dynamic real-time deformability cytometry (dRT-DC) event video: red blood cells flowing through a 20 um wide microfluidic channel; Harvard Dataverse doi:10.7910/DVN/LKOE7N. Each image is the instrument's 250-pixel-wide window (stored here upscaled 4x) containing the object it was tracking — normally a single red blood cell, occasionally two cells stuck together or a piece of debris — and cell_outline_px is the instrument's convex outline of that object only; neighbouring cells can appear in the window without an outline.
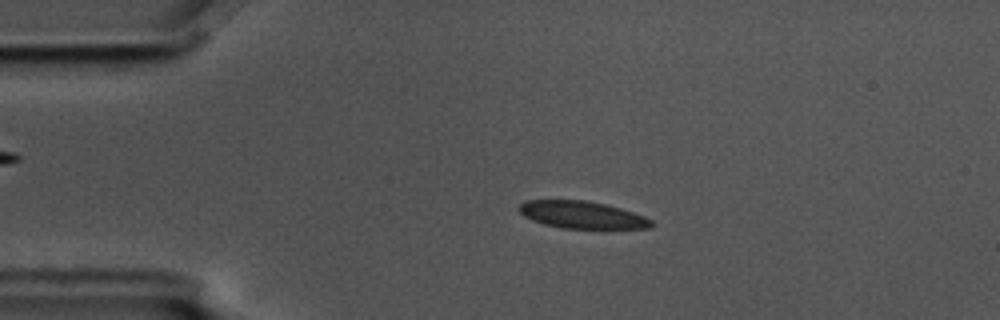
{"species": "common noctule bat (a hibernating species)", "species_latin": "Nyctalus noctula", "temperature_condition": "cold", "stored_images_in_passage": 41, "camera_frame_rate_fps": 3000, "um_per_image_px": 0.085, "animal": {"sex": "male", "body_mass_g": 17.5, "forearm_length_mm": 52.3}, "frame": {"image": 1, "passage_image": 11, "time_ms": 3.333, "image_size_px": [1000, 320], "cell_outline_px": [[656, 224], [652, 228], [560, 228], [544, 224], [532, 220], [524, 216], [516, 208], [524, 200], [584, 200], [608, 204], [644, 216], [652, 220]], "centroid_in_image_um": [49.47, 18.25], "position_along_channel_um": 35.5, "area_um2": 21.15}}
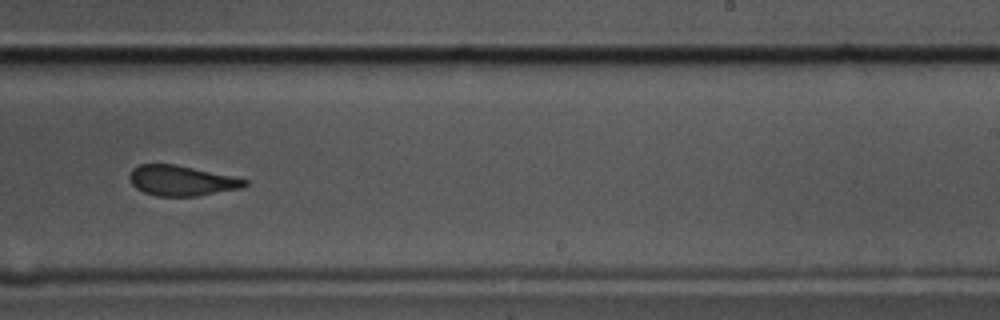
{"frame": {"image": 2, "passage_image": 34, "time_ms": 11.0, "image_size_px": [1000, 320], "cell_outline_px": [[248, 184], [240, 188], [196, 196], [156, 196], [144, 192], [136, 188], [132, 184], [128, 176], [132, 168], [140, 164], [176, 164], [232, 176], [248, 180]], "centroid_in_image_um": [15.39, 15.35], "position_along_channel_um": 273.6, "area_um2": 20.23}}
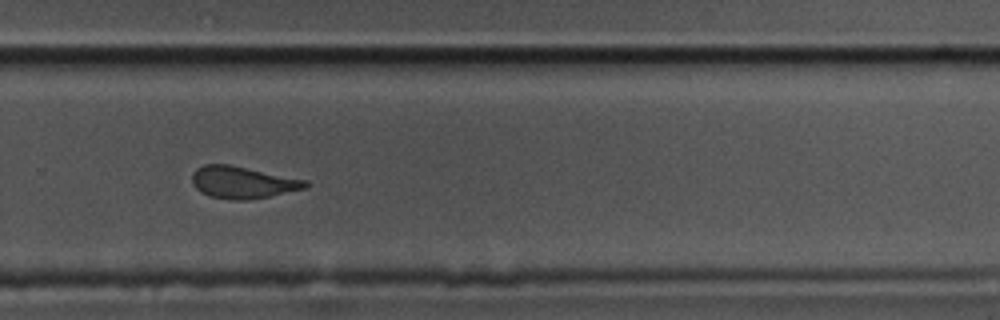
{"frame": {"image": 3, "passage_image": 37, "time_ms": 12.0, "image_size_px": [1000, 320], "cell_outline_px": [[308, 184], [304, 188], [268, 196], [248, 200], [232, 200], [208, 196], [200, 192], [192, 184], [192, 172], [196, 168], [204, 164], [228, 164], [308, 180]], "centroid_in_image_um": [20.56, 15.5], "position_along_channel_um": 309.2, "area_um2": 21.1}}